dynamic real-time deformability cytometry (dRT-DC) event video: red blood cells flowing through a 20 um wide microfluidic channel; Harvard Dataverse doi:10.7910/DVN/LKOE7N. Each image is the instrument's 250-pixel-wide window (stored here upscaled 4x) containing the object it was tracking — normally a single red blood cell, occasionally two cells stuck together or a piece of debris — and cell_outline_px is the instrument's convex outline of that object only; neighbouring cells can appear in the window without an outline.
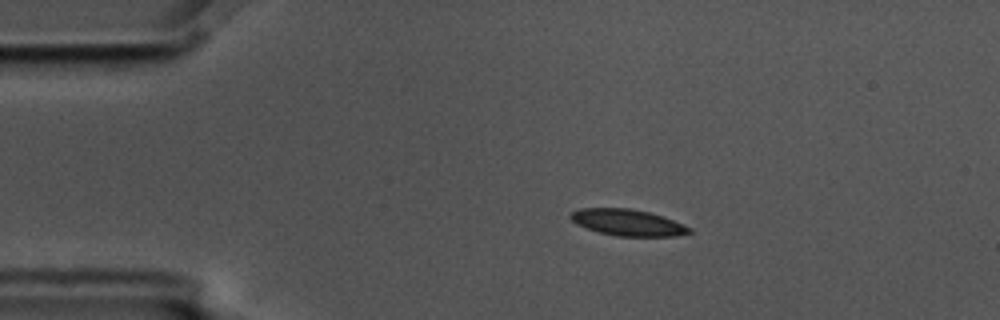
{"species": "common noctule bat (a hibernating species)", "species_latin": "Nyctalus noctula", "temperature_condition": "cold", "stored_images_in_passage": 6, "camera_frame_rate_fps": 3000, "um_per_image_px": 0.085, "animal": {"sex": "male", "body_mass_g": 17.5, "forearm_length_mm": 52.3}, "frame": {"image": 1, "passage_image": 2, "time_ms": 0.333, "image_size_px": [1000, 320], "cell_outline_px": [[692, 232], [676, 236], [616, 236], [600, 232], [576, 224], [568, 216], [572, 212], [580, 208], [632, 208], [664, 216], [692, 228]], "centroid_in_image_um": [53.37, 18.91], "position_along_channel_um": 31.6, "area_um2": 18.26}}
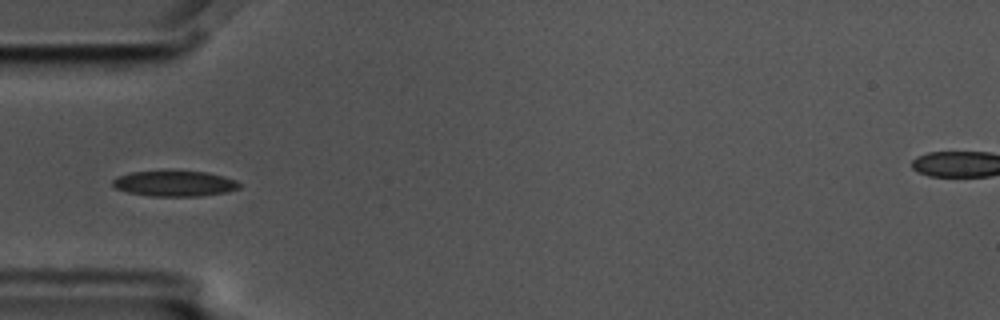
{"frame": {"image": 2, "passage_image": 4, "time_ms": 1.0, "image_size_px": [1000, 320], "cell_outline_px": [[240, 188], [228, 192], [200, 196], [152, 196], [128, 192], [116, 188], [112, 184], [112, 180], [116, 176], [132, 172], [164, 168], [168, 168], [208, 172], [224, 176], [236, 180], [240, 184]], "centroid_in_image_um": [14.84, 15.55], "position_along_channel_um": 70.2, "area_um2": 19.83}}